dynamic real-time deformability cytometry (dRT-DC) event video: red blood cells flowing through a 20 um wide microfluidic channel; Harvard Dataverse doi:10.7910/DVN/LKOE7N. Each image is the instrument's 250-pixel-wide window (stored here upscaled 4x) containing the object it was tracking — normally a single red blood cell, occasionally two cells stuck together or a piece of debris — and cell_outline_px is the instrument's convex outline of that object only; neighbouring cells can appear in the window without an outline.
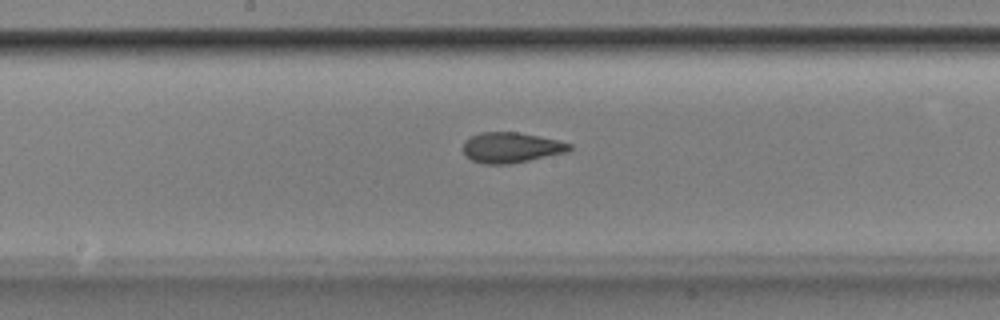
{"species": "Egyptian fruit bat (a non-hibernating species)", "species_latin": "Rousettus aegyptiacus", "temperature_condition": "room temperature", "stored_images_in_passage": 51, "camera_frame_rate_fps": 3000, "um_per_image_px": 0.085, "animal": {"sex": "male"}, "frame": {"image": 1, "passage_image": 26, "time_ms": 8.333, "image_size_px": [1000, 320], "cell_outline_px": [[572, 148], [568, 152], [512, 164], [484, 164], [472, 160], [464, 156], [464, 140], [480, 132], [516, 132], [556, 140], [572, 144]], "centroid_in_image_um": [43.43, 12.55], "position_along_channel_um": 204.8, "area_um2": 18.84}}
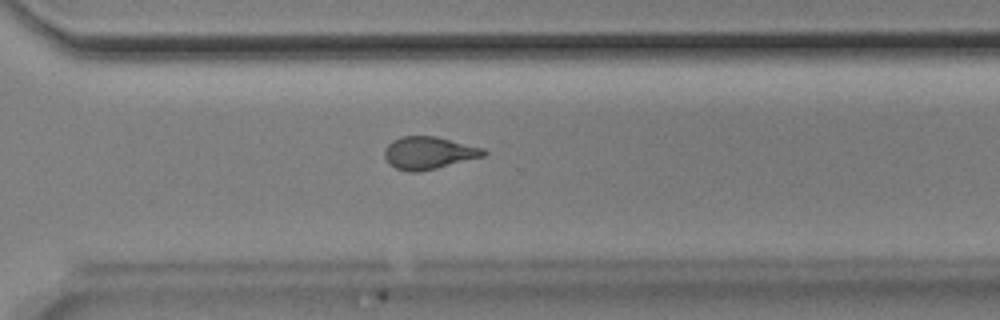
{"frame": {"image": 2, "passage_image": 36, "time_ms": 11.667, "image_size_px": [1000, 320], "cell_outline_px": [[488, 152], [484, 156], [420, 172], [408, 172], [396, 168], [388, 164], [384, 156], [384, 148], [392, 140], [400, 136], [436, 136], [484, 148]], "centroid_in_image_um": [36.41, 12.99], "position_along_channel_um": 334.2, "area_um2": 18.9}}
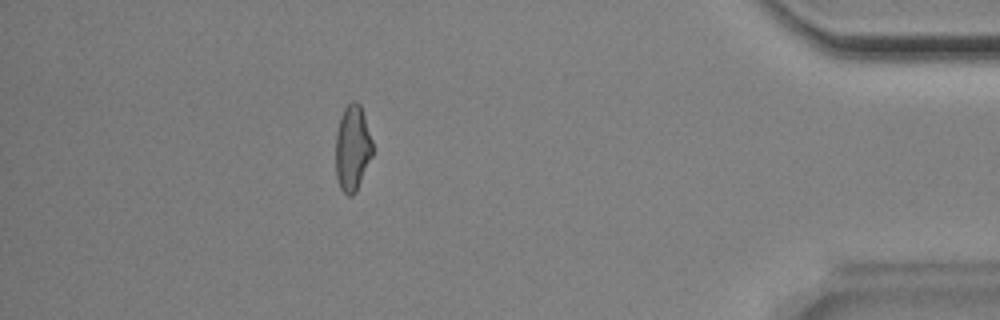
{"frame": {"image": 3, "passage_image": 45, "time_ms": 14.667, "image_size_px": [1000, 320], "cell_outline_px": [[372, 156], [356, 192], [352, 196], [348, 196], [340, 188], [336, 176], [336, 132], [340, 116], [344, 108], [352, 100], [356, 100], [360, 104], [372, 140]], "centroid_in_image_um": [29.95, 12.58], "position_along_channel_um": 405.3, "area_um2": 18.5}, "authors_computed_cell_mechanics": {"area_um2": 19.0162, "velocity_mm_per_s": 3.9028, "shape_relaxation_time_tau1_ms": 7.8765, "shape_relaxation_time_tau2_ms": 2.4296, "deformation_change_tau1": 0.2061, "deformation_change_tau2": 0.1017}}